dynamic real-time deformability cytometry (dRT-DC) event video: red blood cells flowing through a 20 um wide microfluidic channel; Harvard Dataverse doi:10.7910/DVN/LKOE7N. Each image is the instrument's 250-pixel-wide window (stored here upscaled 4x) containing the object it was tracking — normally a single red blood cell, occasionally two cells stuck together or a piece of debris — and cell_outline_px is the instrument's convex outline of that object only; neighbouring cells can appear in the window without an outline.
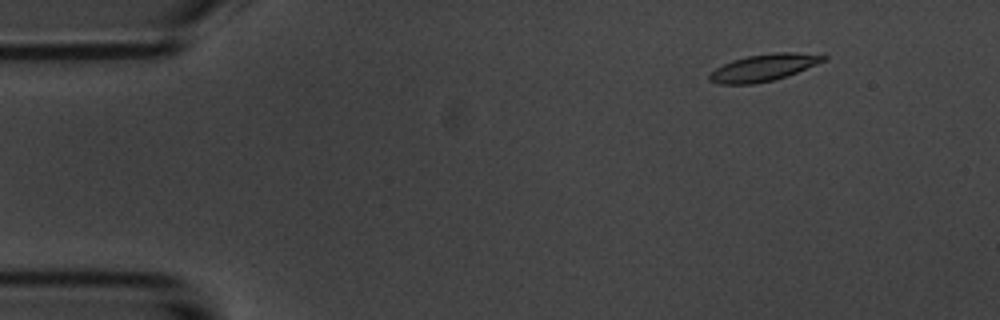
{"species": "common noctule bat (a hibernating species)", "species_latin": "Nyctalus noctula", "temperature_condition": "room temperature", "stored_images_in_passage": 5, "camera_frame_rate_fps": 3000, "um_per_image_px": 0.085, "animal": {"sex": "male", "body_mass_g": 20.1, "forearm_length_mm": 53.5}, "frame": {"image": 1, "passage_image": 2, "time_ms": 1.333, "image_size_px": [1000, 320], "cell_outline_px": [[828, 60], [788, 76], [776, 80], [752, 84], [720, 84], [708, 80], [708, 76], [716, 68], [732, 60], [748, 56], [772, 52], [824, 52], [828, 56]], "centroid_in_image_um": [65.05, 5.72], "position_along_channel_um": 20.0, "area_um2": 18.44}}
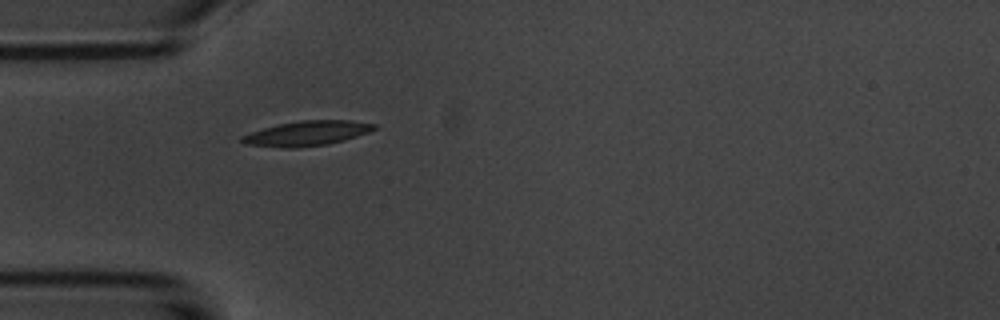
{"frame": {"image": 2, "passage_image": 5, "time_ms": 4.667, "image_size_px": [1000, 320], "cell_outline_px": [[376, 128], [368, 132], [344, 140], [328, 144], [296, 148], [284, 148], [244, 144], [240, 140], [240, 136], [264, 128], [280, 124], [300, 120], [352, 120], [376, 124]], "centroid_in_image_um": [26.08, 11.34], "position_along_channel_um": 58.9, "area_um2": 19.07}}